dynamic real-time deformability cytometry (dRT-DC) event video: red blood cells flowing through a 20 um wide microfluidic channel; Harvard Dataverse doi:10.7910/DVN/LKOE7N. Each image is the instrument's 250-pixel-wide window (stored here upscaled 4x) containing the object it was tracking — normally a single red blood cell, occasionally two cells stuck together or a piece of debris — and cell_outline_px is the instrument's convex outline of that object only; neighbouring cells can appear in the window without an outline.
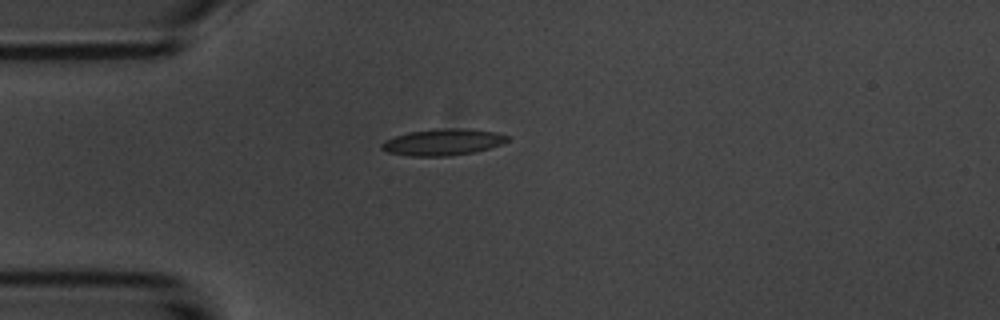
{"species": "common noctule bat (a hibernating species)", "species_latin": "Nyctalus noctula", "temperature_condition": "room temperature", "stored_images_in_passage": 29, "camera_frame_rate_fps": 3000, "um_per_image_px": 0.085, "animal": {"sex": "male", "body_mass_g": 20.1, "forearm_length_mm": 53.5}, "frame": {"image": 1, "passage_image": 1, "time_ms": 0.0, "image_size_px": [1000, 320], "cell_outline_px": [[508, 140], [500, 144], [476, 152], [448, 156], [408, 156], [388, 152], [380, 148], [380, 144], [384, 140], [408, 132], [436, 128], [464, 128], [496, 132], [508, 136]], "centroid_in_image_um": [37.61, 12.08], "position_along_channel_um": 47.4, "area_um2": 19.48}}
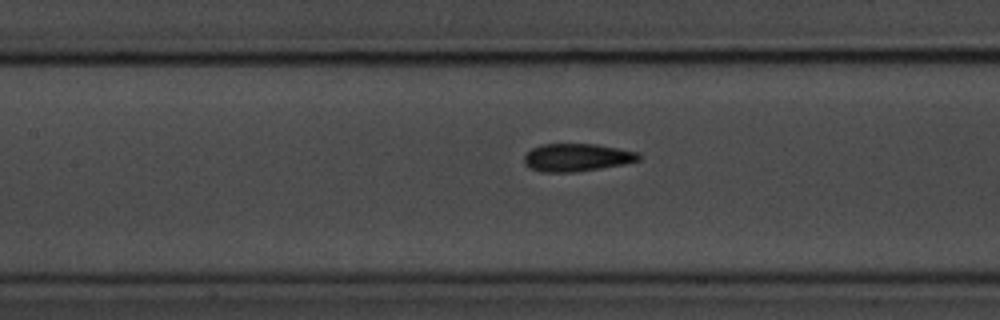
{"frame": {"image": 2, "passage_image": 11, "time_ms": 3.333, "image_size_px": [1000, 320], "cell_outline_px": [[640, 160], [624, 164], [600, 168], [572, 172], [540, 172], [528, 168], [524, 164], [524, 156], [532, 148], [540, 144], [596, 144], [640, 152]], "centroid_in_image_um": [49.01, 13.38], "position_along_channel_um": 158.4, "area_um2": 18.67}}
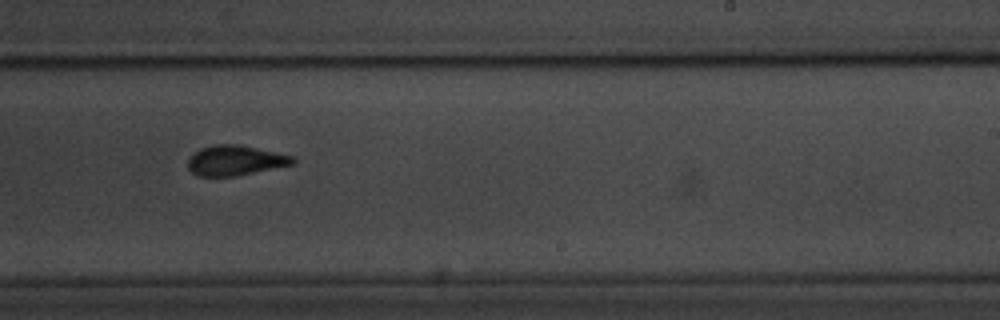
{"frame": {"image": 3, "passage_image": 20, "time_ms": 6.333, "image_size_px": [1000, 320], "cell_outline_px": [[296, 160], [292, 164], [236, 176], [200, 176], [192, 172], [188, 168], [188, 160], [192, 152], [200, 148], [216, 144], [240, 144], [292, 156]], "centroid_in_image_um": [19.94, 13.62], "position_along_channel_um": 269.1, "area_um2": 18.26}, "authors_computed_cell_mechanics": {"area_um2": 18.6694, "velocity_mm_per_s": 3.6973, "shape_relaxation_time_tau1_ms": 4.5634, "shape_relaxation_time_tau2_ms": 1.6866, "deformation_change_tau1": 0.1534, "deformation_change_tau2": 0.0893}}